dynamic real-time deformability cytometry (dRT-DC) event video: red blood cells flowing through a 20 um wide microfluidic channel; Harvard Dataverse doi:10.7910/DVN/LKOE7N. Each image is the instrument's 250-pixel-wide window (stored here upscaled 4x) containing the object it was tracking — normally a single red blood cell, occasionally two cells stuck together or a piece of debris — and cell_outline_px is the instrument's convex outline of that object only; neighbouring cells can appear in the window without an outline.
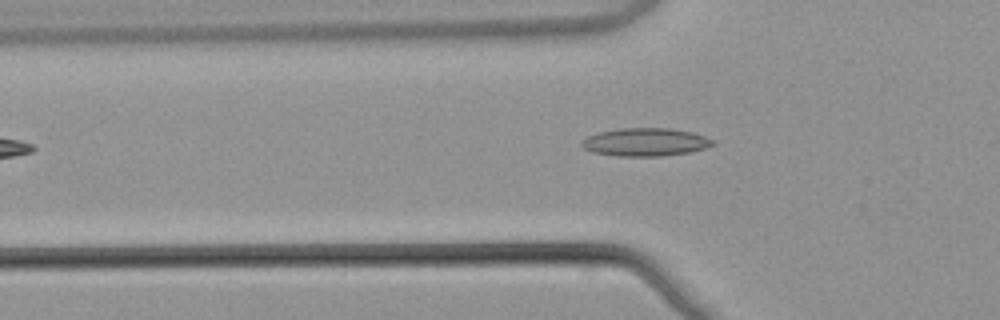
{"species": "common noctule bat (a hibernating species)", "species_latin": "Nyctalus noctula", "temperature_condition": "warm", "stored_images_in_passage": 49, "camera_frame_rate_fps": 3000, "um_per_image_px": 0.085, "animal": {"sex": "male", "body_mass_g": 21.5, "forearm_length_mm": 52.0}, "frame": {"image": 1, "passage_image": 13, "time_ms": 4.0, "image_size_px": [1000, 320], "cell_outline_px": [[716, 144], [704, 148], [688, 152], [660, 156], [616, 156], [592, 152], [584, 148], [580, 144], [580, 140], [596, 132], [620, 128], [668, 128], [692, 132], [716, 140]], "centroid_in_image_um": [54.83, 12.07], "position_along_channel_um": 71.0, "area_um2": 21.56}}
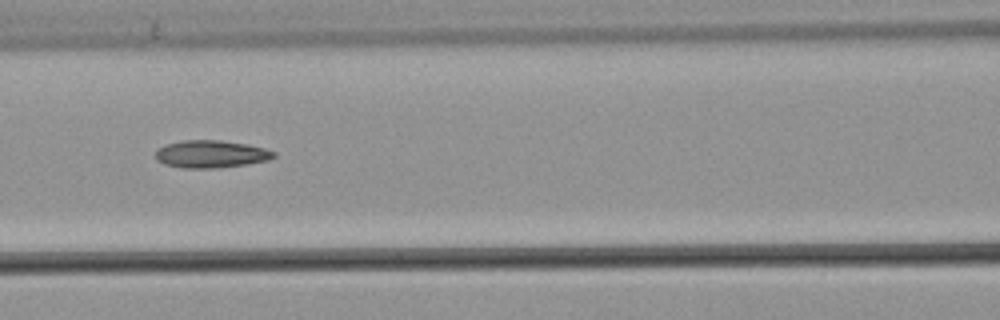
{"frame": {"image": 2, "passage_image": 19, "time_ms": 6.0, "image_size_px": [1000, 320], "cell_outline_px": [[276, 156], [268, 160], [248, 164], [216, 168], [180, 168], [164, 164], [156, 160], [156, 152], [160, 148], [168, 144], [184, 140], [220, 140], [248, 144], [264, 148], [276, 152]], "centroid_in_image_um": [17.96, 13.1], "position_along_channel_um": 148.6, "area_um2": 18.96}}
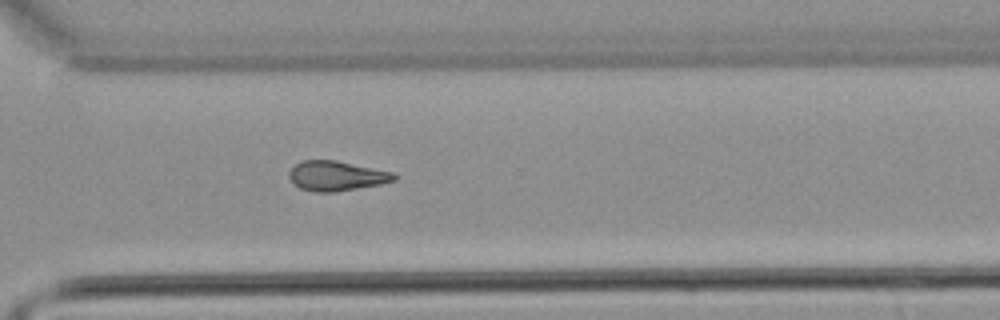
{"frame": {"image": 3, "passage_image": 34, "time_ms": 11.0, "image_size_px": [1000, 320], "cell_outline_px": [[396, 180], [380, 184], [332, 192], [316, 192], [300, 188], [292, 184], [288, 176], [288, 172], [296, 164], [304, 160], [336, 160], [392, 172], [396, 176]], "centroid_in_image_um": [28.55, 14.95], "position_along_channel_um": 342.0, "area_um2": 18.09}}